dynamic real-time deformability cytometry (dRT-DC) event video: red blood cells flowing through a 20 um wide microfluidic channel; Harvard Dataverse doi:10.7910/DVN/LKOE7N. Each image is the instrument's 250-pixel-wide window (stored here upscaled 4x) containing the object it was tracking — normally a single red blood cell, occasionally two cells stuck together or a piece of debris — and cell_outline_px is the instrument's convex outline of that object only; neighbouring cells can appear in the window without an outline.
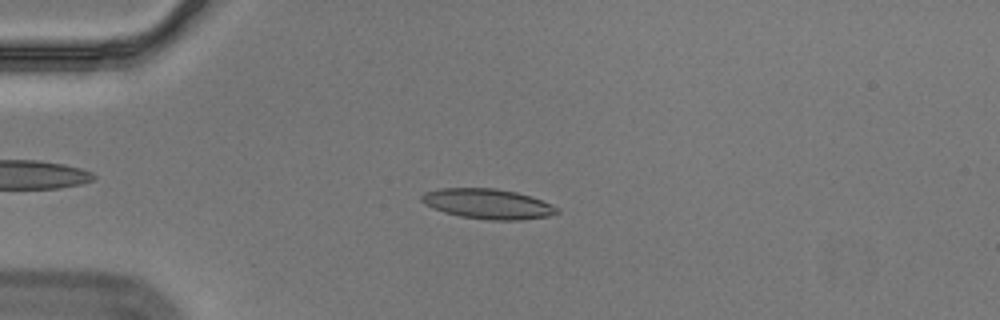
{"species": "Egyptian fruit bat (a non-hibernating species)", "species_latin": "Rousettus aegyptiacus", "temperature_condition": "cold", "stored_images_in_passage": 52, "camera_frame_rate_fps": 3000, "um_per_image_px": 0.085, "animal": {"sex": "male"}, "frame": {"image": 1, "passage_image": 10, "time_ms": 3.0, "image_size_px": [1000, 320], "cell_outline_px": [[560, 212], [548, 216], [520, 220], [488, 220], [460, 216], [444, 212], [432, 208], [424, 204], [420, 200], [420, 196], [424, 192], [440, 188], [496, 188], [516, 192], [532, 196], [560, 208]], "centroid_in_image_um": [41.45, 17.32], "position_along_channel_um": 43.5, "area_um2": 23.93}}
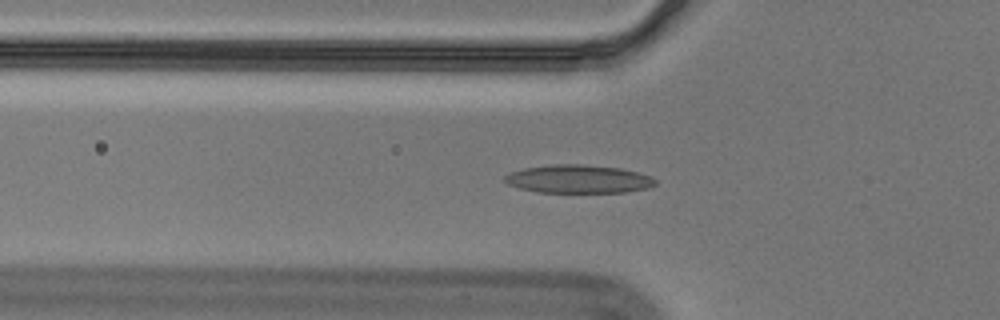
{"frame": {"image": 2, "passage_image": 15, "time_ms": 4.667, "image_size_px": [1000, 320], "cell_outline_px": [[656, 184], [648, 188], [628, 192], [536, 192], [520, 188], [508, 184], [504, 180], [504, 176], [512, 172], [524, 168], [552, 164], [584, 164], [620, 168], [652, 176], [656, 180]], "centroid_in_image_um": [49.18, 15.21], "position_along_channel_um": 76.6, "area_um2": 24.8}}
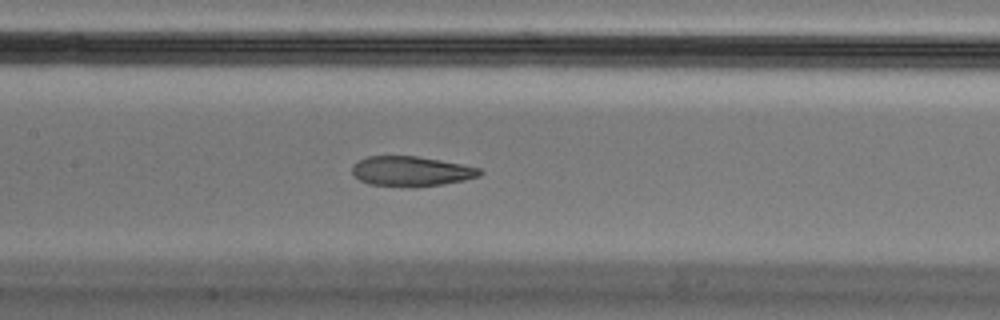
{"frame": {"image": 3, "passage_image": 23, "time_ms": 7.333, "image_size_px": [1000, 320], "cell_outline_px": [[484, 172], [480, 176], [464, 180], [444, 184], [416, 188], [408, 188], [368, 184], [360, 180], [352, 172], [352, 164], [356, 160], [368, 156], [416, 156], [440, 160], [480, 168]], "centroid_in_image_um": [34.93, 14.57], "position_along_channel_um": 172.5, "area_um2": 22.66}, "authors_computed_cell_mechanics": {"area_um2": 23.4668, "velocity_mm_per_s": 3.5406, "shape_relaxation_time_tau1_ms": null, "shape_relaxation_time_tau2_ms": 2.4147, "deformation_change_tau1": null, "deformation_change_tau2": 0.0726}}